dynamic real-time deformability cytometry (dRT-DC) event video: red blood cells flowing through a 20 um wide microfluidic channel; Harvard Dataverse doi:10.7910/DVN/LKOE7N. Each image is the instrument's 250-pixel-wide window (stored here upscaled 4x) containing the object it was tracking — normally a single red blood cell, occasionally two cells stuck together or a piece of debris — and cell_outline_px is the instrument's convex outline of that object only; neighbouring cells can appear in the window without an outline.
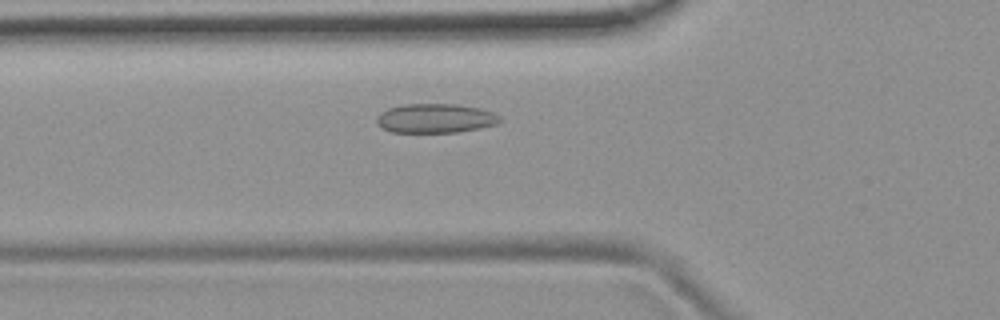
{"species": "common noctule bat (a hibernating species)", "species_latin": "Nyctalus noctula", "temperature_condition": "room temperature", "stored_images_in_passage": 39, "camera_frame_rate_fps": 3000, "um_per_image_px": 0.085, "animal": {"sex": "female", "body_mass_g": 19.9}, "frame": {"image": 1, "passage_image": 3, "time_ms": 0.667, "image_size_px": [1000, 320], "cell_outline_px": [[500, 120], [496, 124], [480, 128], [456, 132], [392, 132], [380, 128], [376, 124], [376, 116], [380, 112], [388, 108], [404, 104], [456, 104], [480, 108], [492, 112], [500, 116]], "centroid_in_image_um": [36.95, 10.05], "position_along_channel_um": 88.8, "area_um2": 21.1}}
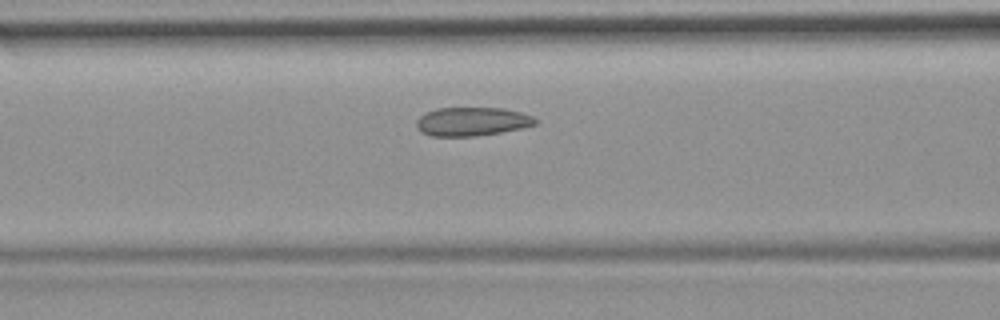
{"frame": {"image": 2, "passage_image": 6, "time_ms": 1.667, "image_size_px": [1000, 320], "cell_outline_px": [[536, 124], [524, 128], [476, 136], [432, 136], [420, 132], [416, 128], [416, 120], [424, 112], [436, 108], [504, 108], [520, 112], [532, 116], [536, 120]], "centroid_in_image_um": [40.08, 10.33], "position_along_channel_um": 126.5, "area_um2": 20.0}}
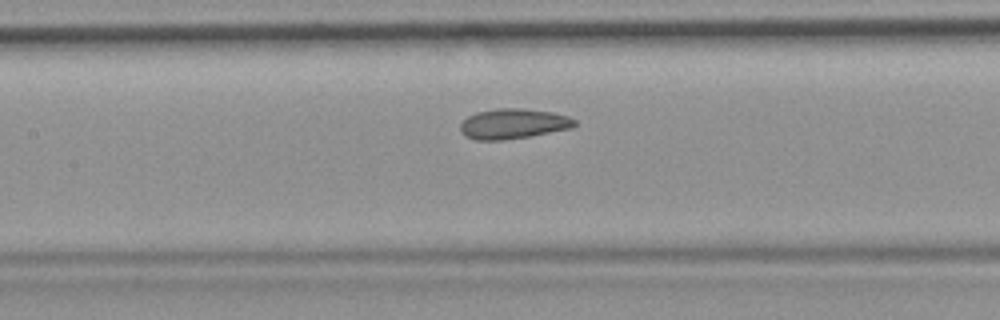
{"frame": {"image": 3, "passage_image": 9, "time_ms": 2.667, "image_size_px": [1000, 320], "cell_outline_px": [[576, 124], [572, 128], [528, 136], [504, 140], [476, 140], [464, 136], [460, 132], [460, 124], [468, 116], [476, 112], [496, 108], [524, 108], [552, 112], [568, 116], [576, 120]], "centroid_in_image_um": [43.6, 10.51], "position_along_channel_um": 163.8, "area_um2": 20.17}, "authors_computed_cell_mechanics": {"area_um2": 19.941, "velocity_mm_per_s": 3.7411, "shape_relaxation_time_tau1_ms": null, "shape_relaxation_time_tau2_ms": 1.8288, "deformation_change_tau1": null, "deformation_change_tau2": 0.0636}}